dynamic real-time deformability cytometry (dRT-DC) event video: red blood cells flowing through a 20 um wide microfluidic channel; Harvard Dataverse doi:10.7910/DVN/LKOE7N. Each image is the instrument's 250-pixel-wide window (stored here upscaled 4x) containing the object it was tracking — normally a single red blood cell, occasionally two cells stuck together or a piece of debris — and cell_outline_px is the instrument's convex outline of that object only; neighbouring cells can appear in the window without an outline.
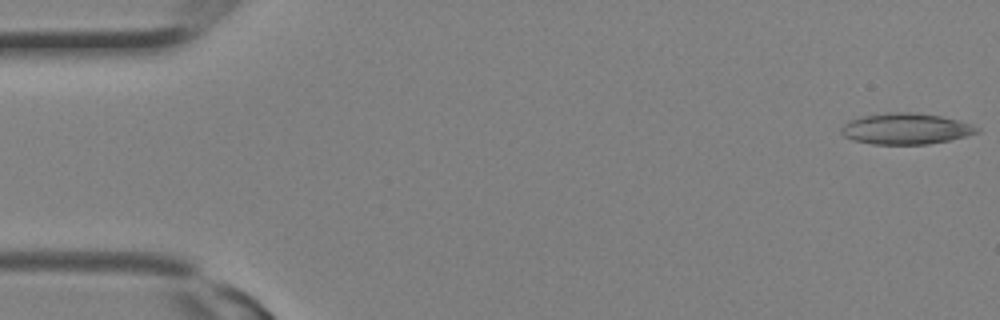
{"species": "Egyptian fruit bat (a non-hibernating species)", "species_latin": "Rousettus aegyptiacus", "temperature_condition": "room temperature", "stored_images_in_passage": 14, "camera_frame_rate_fps": 3000, "um_per_image_px": 0.085, "animal": {"sex": "female"}, "frame": {"image": 1, "passage_image": 1, "time_ms": 0.0, "image_size_px": [1000, 320], "cell_outline_px": [[980, 132], [948, 140], [928, 144], [872, 144], [852, 140], [844, 136], [840, 132], [840, 128], [848, 120], [860, 116], [884, 112], [912, 112], [940, 116], [960, 120], [972, 124], [980, 128]], "centroid_in_image_um": [76.96, 10.93], "position_along_channel_um": 8.0, "area_um2": 24.8}}
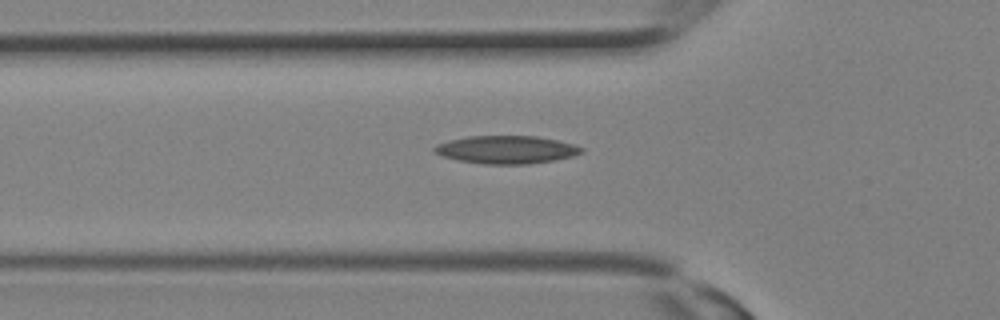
{"frame": {"image": 2, "passage_image": 10, "time_ms": 3.0, "image_size_px": [1000, 320], "cell_outline_px": [[584, 152], [572, 156], [556, 160], [528, 164], [484, 164], [460, 160], [440, 156], [432, 152], [432, 148], [436, 144], [448, 140], [468, 136], [536, 136], [556, 140], [572, 144], [584, 148]], "centroid_in_image_um": [43.0, 12.72], "position_along_channel_um": 82.8, "area_um2": 24.04}}
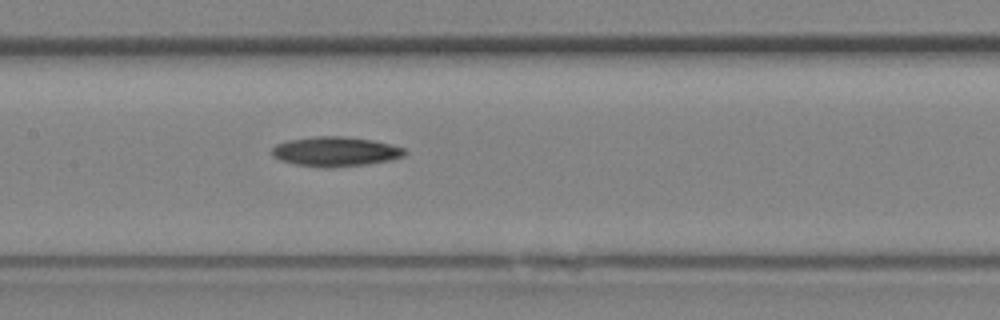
{"frame": {"image": 3, "passage_image": 14, "time_ms": 4.333, "image_size_px": [1000, 320], "cell_outline_px": [[408, 152], [404, 156], [392, 160], [368, 164], [328, 168], [324, 168], [296, 164], [280, 160], [272, 156], [272, 148], [276, 144], [288, 140], [312, 136], [344, 136], [372, 140], [392, 144], [404, 148]], "centroid_in_image_um": [28.53, 12.88], "position_along_channel_um": 178.9, "area_um2": 23.18}}